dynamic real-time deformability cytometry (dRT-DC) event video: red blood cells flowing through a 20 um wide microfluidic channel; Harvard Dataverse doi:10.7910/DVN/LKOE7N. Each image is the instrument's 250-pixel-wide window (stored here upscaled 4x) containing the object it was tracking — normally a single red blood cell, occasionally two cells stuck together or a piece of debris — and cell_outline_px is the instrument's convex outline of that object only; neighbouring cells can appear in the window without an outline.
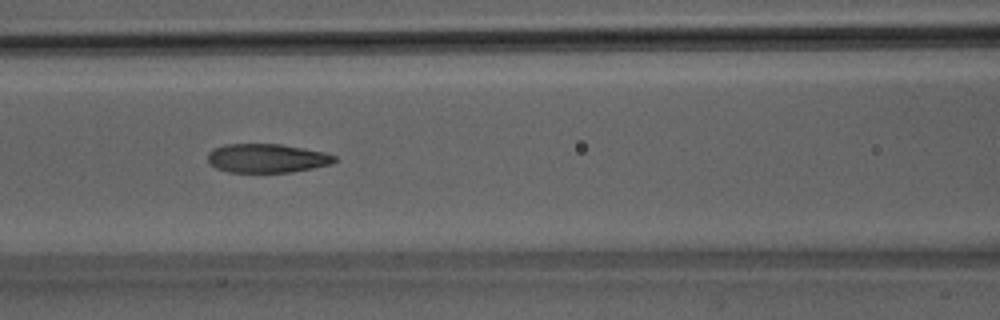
{"species": "Egyptian fruit bat (a non-hibernating species)", "species_latin": "Rousettus aegyptiacus", "temperature_condition": "room temperature", "stored_images_in_passage": 51, "camera_frame_rate_fps": 3000, "um_per_image_px": 0.085, "animal": {"sex": "male"}, "frame": {"image": 1, "passage_image": 22, "time_ms": 7.0, "image_size_px": [1000, 320], "cell_outline_px": [[336, 160], [332, 164], [292, 172], [228, 172], [216, 168], [208, 164], [208, 152], [212, 148], [224, 144], [280, 144], [324, 152], [336, 156]], "centroid_in_image_um": [22.65, 13.45], "position_along_channel_um": 144.0, "area_um2": 21.44}}
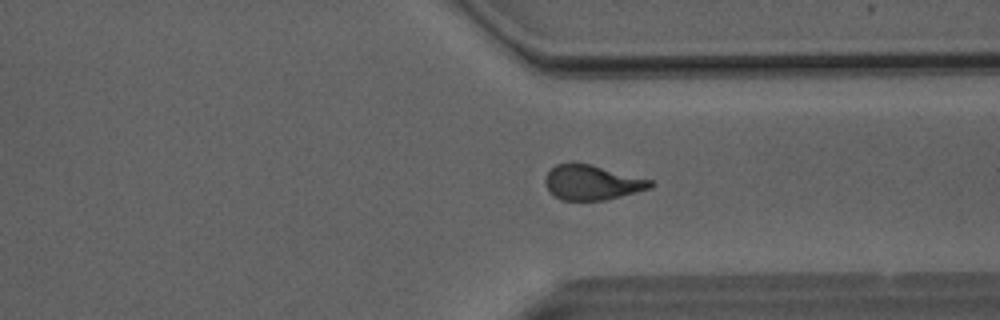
{"frame": {"image": 2, "passage_image": 38, "time_ms": 12.333, "image_size_px": [1000, 320], "cell_outline_px": [[652, 188], [604, 200], [560, 200], [548, 192], [544, 184], [544, 180], [548, 172], [556, 164], [572, 160], [592, 164], [652, 180]], "centroid_in_image_um": [50.26, 15.48], "position_along_channel_um": 361.1, "area_um2": 21.79}}
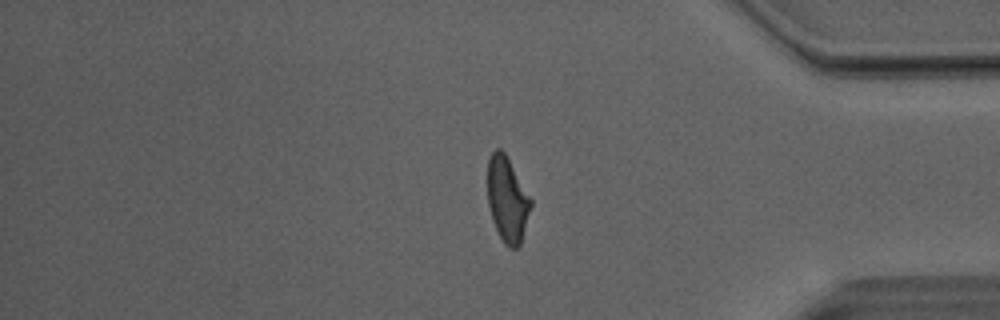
{"frame": {"image": 3, "passage_image": 42, "time_ms": 13.667, "image_size_px": [1000, 320], "cell_outline_px": [[532, 204], [520, 244], [516, 248], [508, 248], [504, 244], [492, 220], [488, 204], [488, 160], [492, 152], [496, 148], [500, 148], [504, 152], [532, 200]], "centroid_in_image_um": [43.11, 16.96], "position_along_channel_um": 392.1, "area_um2": 21.15}}